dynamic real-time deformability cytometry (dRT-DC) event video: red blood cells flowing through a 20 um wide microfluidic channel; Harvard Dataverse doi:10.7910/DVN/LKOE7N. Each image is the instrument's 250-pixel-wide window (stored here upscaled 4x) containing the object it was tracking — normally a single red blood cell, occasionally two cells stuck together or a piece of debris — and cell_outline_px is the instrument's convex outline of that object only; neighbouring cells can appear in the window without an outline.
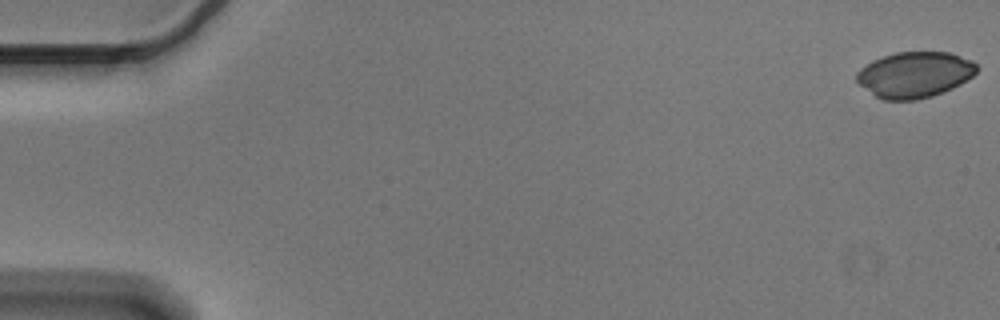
{"species": "Egyptian fruit bat (a non-hibernating species)", "species_latin": "Rousettus aegyptiacus", "temperature_condition": "cold", "stored_images_in_passage": 4, "camera_frame_rate_fps": 3000, "um_per_image_px": 0.085, "animal": {"sex": "male"}, "frame": {"image": 1, "passage_image": 1, "time_ms": 0.0, "image_size_px": [1000, 320], "cell_outline_px": [[980, 68], [972, 76], [960, 84], [952, 88], [932, 96], [916, 100], [884, 100], [876, 96], [860, 84], [856, 80], [856, 72], [860, 68], [872, 60], [896, 52], [948, 52], [972, 60]], "centroid_in_image_um": [77.75, 6.34], "position_along_channel_um": 7.2, "area_um2": 32.02}}